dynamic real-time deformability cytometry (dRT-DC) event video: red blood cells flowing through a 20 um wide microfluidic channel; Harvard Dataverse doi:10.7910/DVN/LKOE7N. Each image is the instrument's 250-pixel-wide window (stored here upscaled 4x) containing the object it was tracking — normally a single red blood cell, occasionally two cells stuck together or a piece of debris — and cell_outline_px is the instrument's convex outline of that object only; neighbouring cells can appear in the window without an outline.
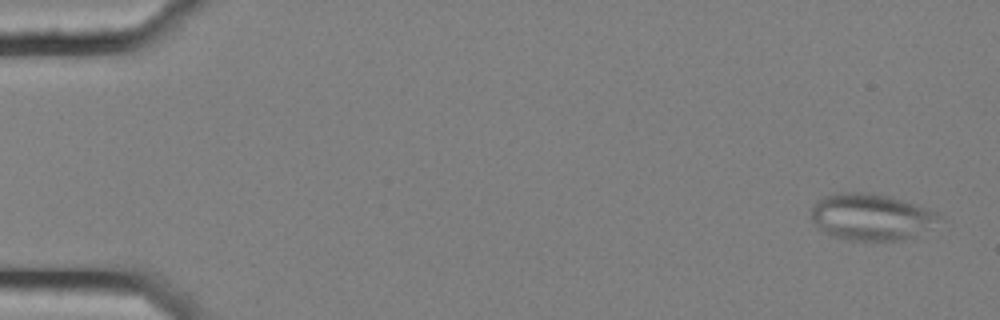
{"species": "common noctule bat (a hibernating species)", "species_latin": "Nyctalus noctula", "temperature_condition": "cold", "stored_images_in_passage": 6, "camera_frame_rate_fps": 3000, "um_per_image_px": 0.085, "animal": {"sex": "female", "body_mass_g": 25.1}, "frame": {"image": 1, "passage_image": 1, "time_ms": 0.0, "image_size_px": [1000, 320], "cell_outline_px": [[944, 220], [928, 228], [908, 236], [896, 240], [872, 244], [848, 240], [832, 236], [820, 228], [812, 220], [812, 204], [816, 200], [824, 196], [840, 192], [860, 192], [888, 196], [928, 208], [936, 212]], "centroid_in_image_um": [74.01, 18.46], "position_along_channel_um": 11.0, "area_um2": 34.85}}
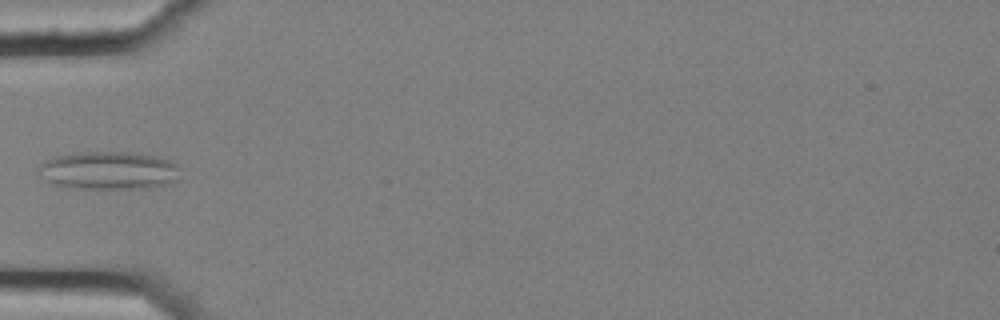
{"frame": {"image": 2, "passage_image": 5, "time_ms": 1.333, "image_size_px": [1000, 320], "cell_outline_px": [[180, 180], [172, 184], [148, 188], [72, 188], [56, 184], [48, 180], [36, 172], [36, 168], [44, 160], [56, 156], [80, 152], [120, 152], [156, 156], [172, 160], [180, 168]], "centroid_in_image_um": [9.3, 14.49], "position_along_channel_um": 75.7, "area_um2": 31.67}}